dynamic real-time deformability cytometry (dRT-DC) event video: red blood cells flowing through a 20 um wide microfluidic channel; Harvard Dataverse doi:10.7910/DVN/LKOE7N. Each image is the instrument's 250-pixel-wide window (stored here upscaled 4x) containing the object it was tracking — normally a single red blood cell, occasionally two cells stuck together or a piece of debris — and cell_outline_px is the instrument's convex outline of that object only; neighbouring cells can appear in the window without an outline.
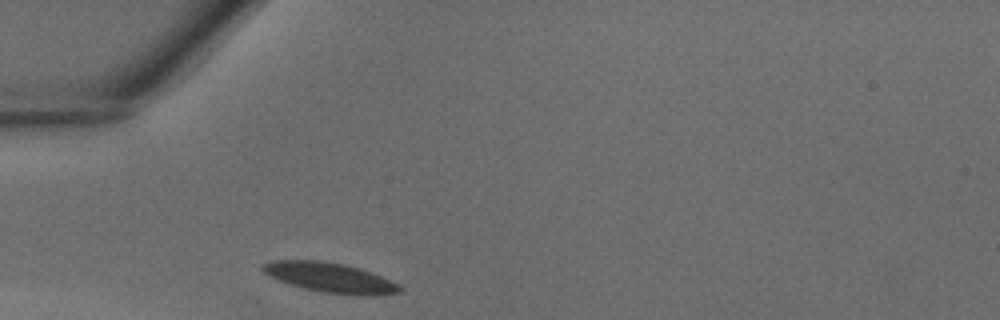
{"species": "common noctule bat (a hibernating species)", "species_latin": "Nyctalus noctula", "temperature_condition": "warm", "stored_images_in_passage": 22, "camera_frame_rate_fps": 3000, "um_per_image_px": 0.085, "animal": {"sex": "male", "body_mass_g": 18.8}, "frame": {"image": 1, "passage_image": 1, "time_ms": 0.0, "image_size_px": [1000, 320], "cell_outline_px": [[400, 292], [372, 296], [356, 296], [324, 292], [304, 288], [280, 280], [264, 272], [260, 268], [264, 264], [272, 260], [320, 260], [344, 264], [360, 268], [380, 276], [396, 284], [400, 288]], "centroid_in_image_um": [28.05, 23.59], "position_along_channel_um": 57.0, "area_um2": 23.41}}
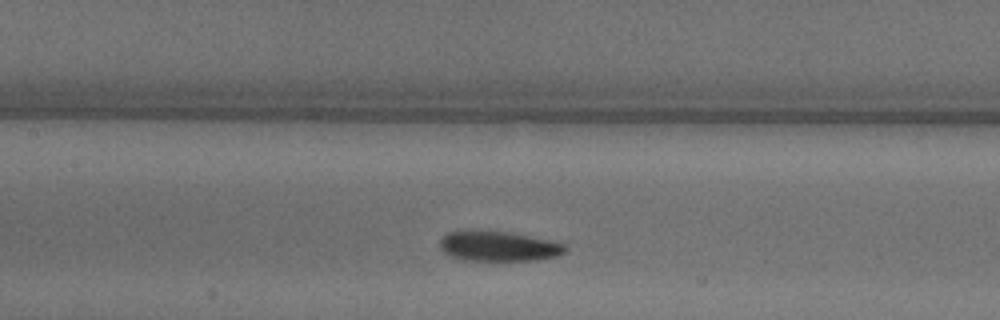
{"frame": {"image": 2, "passage_image": 8, "time_ms": 2.333, "image_size_px": [1000, 320], "cell_outline_px": [[568, 248], [564, 252], [556, 256], [540, 260], [460, 260], [444, 252], [440, 248], [440, 240], [448, 232], [472, 228], [508, 232], [548, 240], [564, 244]], "centroid_in_image_um": [42.32, 20.9], "position_along_channel_um": 165.1, "area_um2": 22.2}}
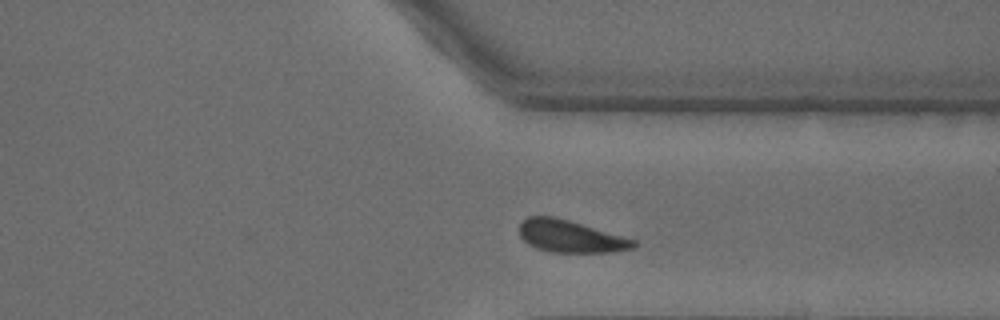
{"frame": {"image": 3, "passage_image": 20, "time_ms": 6.333, "image_size_px": [1000, 320], "cell_outline_px": [[640, 244], [636, 248], [616, 252], [548, 252], [536, 248], [528, 244], [520, 236], [520, 224], [528, 216], [552, 216], [568, 220], [636, 240]], "centroid_in_image_um": [48.53, 20.11], "position_along_channel_um": 362.9, "area_um2": 21.44}}